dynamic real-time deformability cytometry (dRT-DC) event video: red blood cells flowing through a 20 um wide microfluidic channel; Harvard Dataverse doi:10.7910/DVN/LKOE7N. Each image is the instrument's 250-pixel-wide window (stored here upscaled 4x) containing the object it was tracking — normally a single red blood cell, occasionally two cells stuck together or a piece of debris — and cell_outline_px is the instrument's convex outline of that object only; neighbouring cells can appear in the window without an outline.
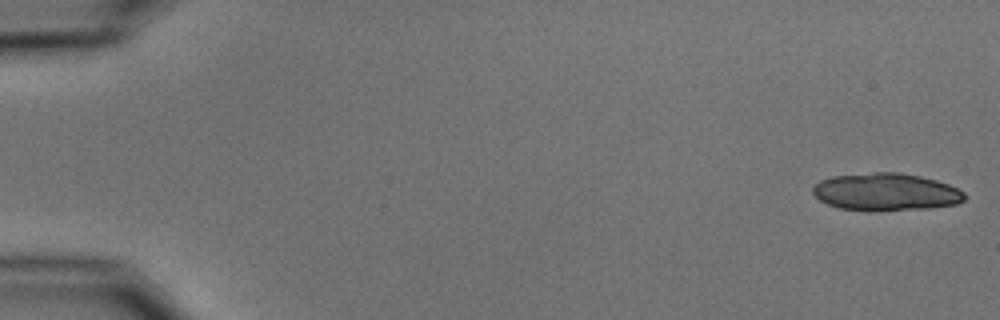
{"species": "common noctule bat (a hibernating species)", "species_latin": "Nyctalus noctula", "temperature_condition": "cold", "stored_images_in_passage": 20, "camera_frame_rate_fps": 3000, "um_per_image_px": 0.085, "animal": {"sex": "male", "body_mass_g": 15.6}, "frame": {"image": 1, "passage_image": 1, "time_ms": 0.0, "image_size_px": [1000, 320], "cell_outline_px": [[964, 200], [956, 204], [928, 208], [872, 212], [868, 212], [840, 208], [828, 204], [820, 200], [812, 192], [812, 188], [820, 180], [832, 176], [872, 172], [900, 172], [920, 176], [936, 180], [948, 184], [964, 192]], "centroid_in_image_um": [75.27, 16.32], "position_along_channel_um": 9.7, "area_um2": 33.41}}